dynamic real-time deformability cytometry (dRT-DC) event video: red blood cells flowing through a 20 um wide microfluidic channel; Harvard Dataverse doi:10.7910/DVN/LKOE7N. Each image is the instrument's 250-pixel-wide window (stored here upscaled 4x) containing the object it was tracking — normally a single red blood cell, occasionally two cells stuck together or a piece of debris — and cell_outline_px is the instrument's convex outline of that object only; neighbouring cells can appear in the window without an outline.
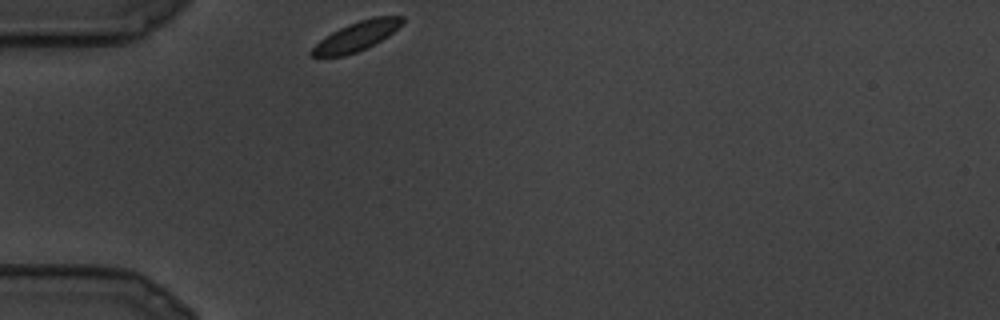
{"species": "common noctule bat (a hibernating species)", "species_latin": "Nyctalus noctula", "temperature_condition": "cold", "stored_images_in_passage": 16, "camera_frame_rate_fps": 3000, "um_per_image_px": 0.085, "animal": {"sex": "male", "body_mass_g": 19.5, "forearm_length_mm": 54.6}, "frame": {"image": 1, "passage_image": 1, "time_ms": 0.0, "image_size_px": [1000, 320], "cell_outline_px": [[404, 20], [388, 36], [356, 52], [344, 56], [316, 60], [308, 52], [320, 40], [332, 32], [348, 24], [360, 20], [376, 16], [404, 16]], "centroid_in_image_um": [30.19, 3.13], "position_along_channel_um": 54.8, "area_um2": 15.49}}
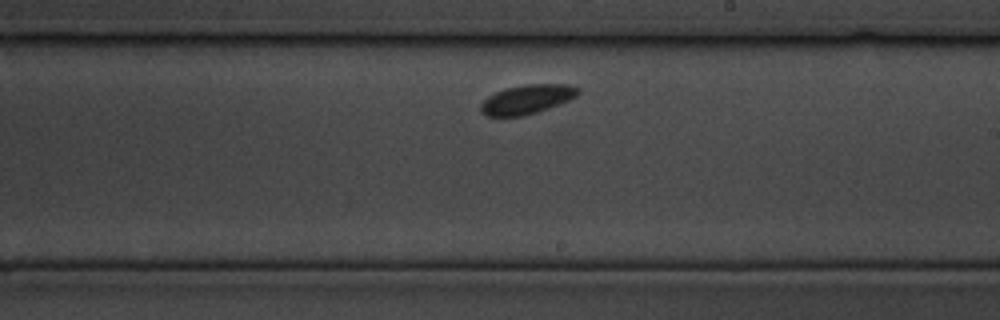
{"frame": {"image": 2, "passage_image": 10, "time_ms": 3.0, "image_size_px": [1000, 320], "cell_outline_px": [[580, 92], [576, 96], [560, 104], [524, 116], [488, 116], [480, 112], [480, 104], [488, 96], [496, 92], [508, 88], [528, 84], [568, 84], [580, 88]], "centroid_in_image_um": [44.8, 8.44], "position_along_channel_um": 244.2, "area_um2": 16.47}}
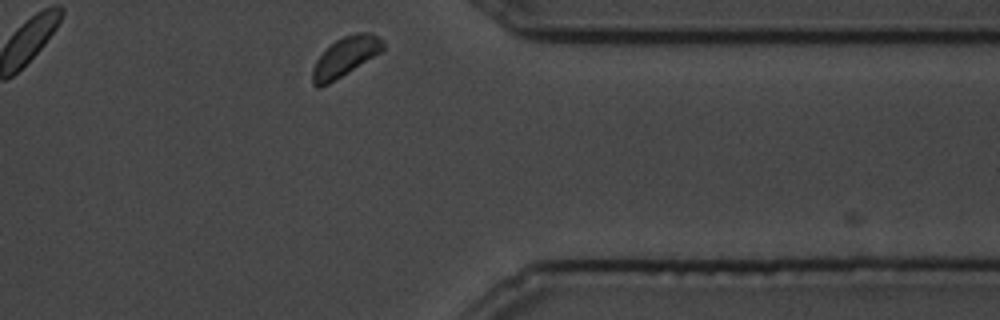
{"frame": {"image": 3, "passage_image": 16, "time_ms": 5.0, "image_size_px": [1000, 320], "cell_outline_px": [[384, 52], [328, 84], [320, 88], [316, 88], [312, 84], [312, 68], [316, 60], [336, 40], [344, 36], [356, 32], [372, 32], [384, 40]], "centroid_in_image_um": [29.4, 4.83], "position_along_channel_um": 382.0, "area_um2": 16.47}}